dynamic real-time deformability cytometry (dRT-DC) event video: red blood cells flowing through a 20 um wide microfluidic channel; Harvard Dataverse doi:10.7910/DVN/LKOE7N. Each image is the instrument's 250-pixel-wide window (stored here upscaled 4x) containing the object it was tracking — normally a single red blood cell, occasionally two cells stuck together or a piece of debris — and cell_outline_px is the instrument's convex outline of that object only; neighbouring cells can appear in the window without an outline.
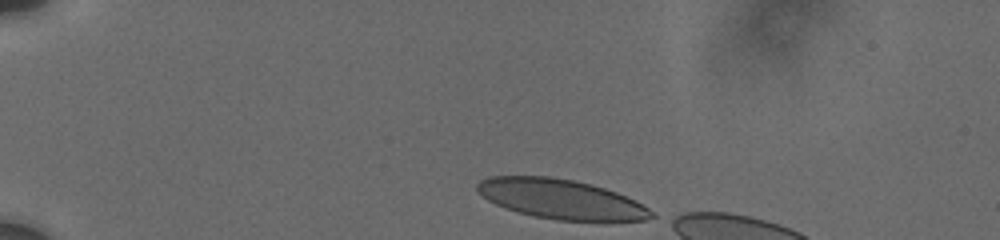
{"species": "human", "species_latin": "Homo sapiens", "temperature_condition": "cold", "stored_images_in_passage": 5, "camera_frame_rate_fps": 3000, "um_per_image_px": 0.085, "donor": {"sex": "male"}, "frame": {"image": 1, "passage_image": 1, "time_ms": 0.0, "image_size_px": [1000, 240], "cell_outline_px": [[656, 216], [644, 220], [556, 220], [536, 216], [504, 208], [488, 200], [476, 188], [476, 184], [480, 180], [488, 176], [552, 176], [592, 184], [616, 192], [656, 212]], "centroid_in_image_um": [47.65, 16.91], "position_along_channel_um": 37.3, "area_um2": 39.77}}